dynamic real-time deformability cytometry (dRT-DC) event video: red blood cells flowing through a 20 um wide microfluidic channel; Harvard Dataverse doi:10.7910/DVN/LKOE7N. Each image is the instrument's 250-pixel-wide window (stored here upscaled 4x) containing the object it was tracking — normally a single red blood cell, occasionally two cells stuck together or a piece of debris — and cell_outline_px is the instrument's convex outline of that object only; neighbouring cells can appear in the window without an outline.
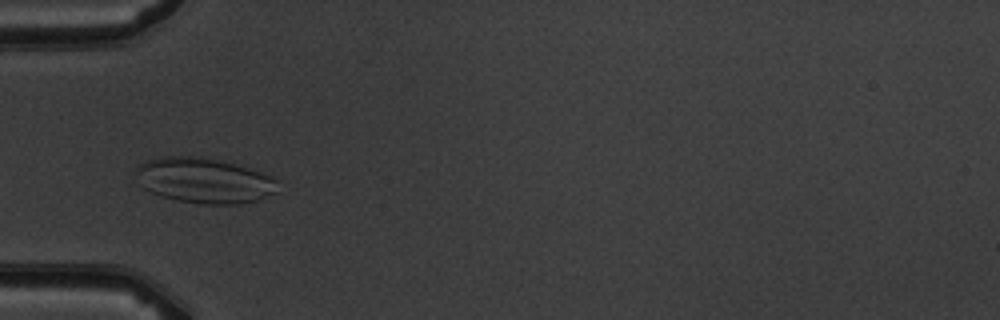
{"species": "common noctule bat (a hibernating species)", "species_latin": "Nyctalus noctula", "temperature_condition": "warm", "stored_images_in_passage": 7, "camera_frame_rate_fps": 3000, "um_per_image_px": 0.085, "animal": {"sex": "male", "body_mass_g": 19.5, "forearm_length_mm": 54.6}, "frame": {"image": 1, "passage_image": 5, "time_ms": 4.667, "image_size_px": [1000, 320], "cell_outline_px": [[276, 192], [256, 200], [240, 204], [200, 204], [160, 196], [144, 188], [136, 172], [136, 164], [144, 160], [160, 156], [192, 156], [216, 160], [248, 168], [272, 176], [276, 180]], "centroid_in_image_um": [17.31, 15.34], "position_along_channel_um": 67.7, "area_um2": 37.05}}
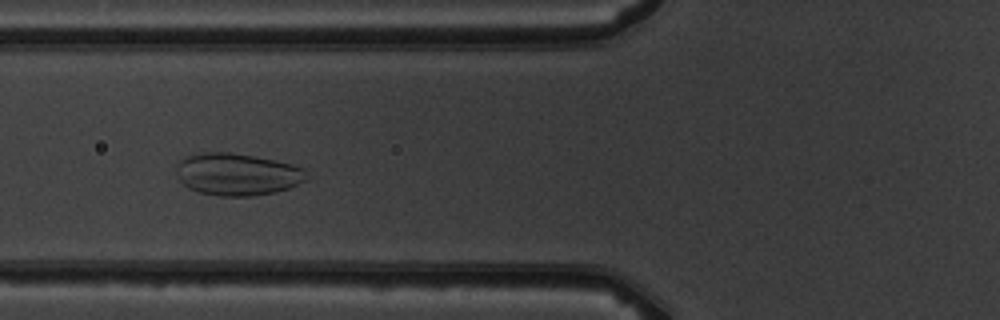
{"frame": {"image": 2, "passage_image": 6, "time_ms": 5.667, "image_size_px": [1000, 320], "cell_outline_px": [[308, 180], [288, 188], [276, 192], [252, 196], [220, 196], [200, 192], [188, 188], [176, 176], [176, 164], [184, 156], [192, 152], [232, 152], [292, 164], [304, 168], [308, 172]], "centroid_in_image_um": [20.14, 14.8], "position_along_channel_um": 105.7, "area_um2": 32.43}}